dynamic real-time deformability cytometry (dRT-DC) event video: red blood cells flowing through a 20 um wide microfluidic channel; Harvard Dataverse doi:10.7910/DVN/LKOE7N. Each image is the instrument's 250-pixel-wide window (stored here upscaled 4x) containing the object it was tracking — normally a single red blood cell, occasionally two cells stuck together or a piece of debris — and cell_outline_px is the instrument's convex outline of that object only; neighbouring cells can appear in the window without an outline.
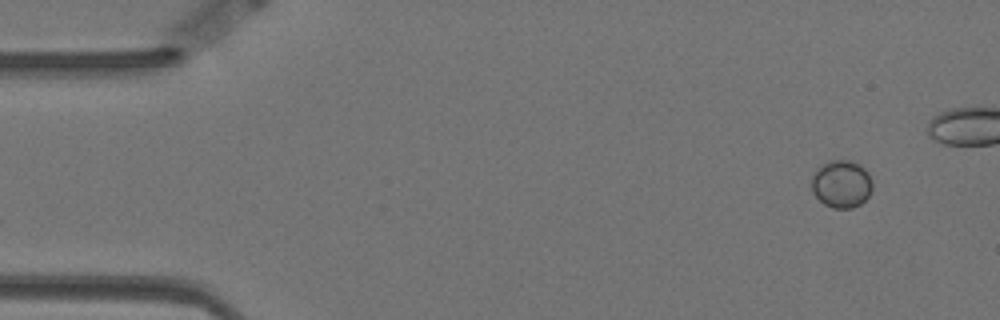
{"species": "Egyptian fruit bat (a non-hibernating species)", "species_latin": "Rousettus aegyptiacus", "temperature_condition": "warm", "stored_images_in_passage": 53, "camera_frame_rate_fps": 3000, "um_per_image_px": 0.085, "animal": {"sex": "female"}, "frame": {"image": 1, "passage_image": 1, "time_ms": 0.0, "image_size_px": [1000, 320], "cell_outline_px": [[872, 188], [868, 196], [860, 204], [852, 208], [832, 208], [824, 204], [812, 192], [812, 176], [816, 168], [820, 164], [828, 160], [848, 160], [860, 164], [868, 172], [872, 180]], "centroid_in_image_um": [71.51, 15.62], "position_along_channel_um": 13.5, "area_um2": 17.05}}
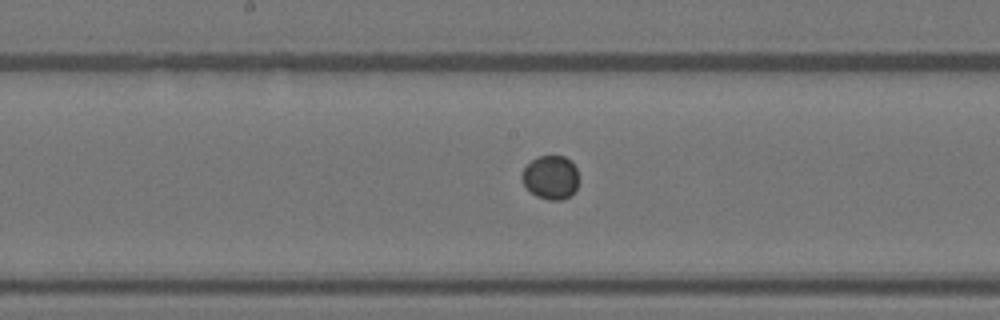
{"frame": {"image": 2, "passage_image": 26, "time_ms": 8.333, "image_size_px": [1000, 320], "cell_outline_px": [[576, 188], [568, 196], [560, 200], [548, 200], [536, 196], [524, 184], [520, 176], [524, 168], [532, 160], [540, 156], [564, 156], [576, 168]], "centroid_in_image_um": [46.76, 15.08], "position_along_channel_um": 201.4, "area_um2": 14.05}}
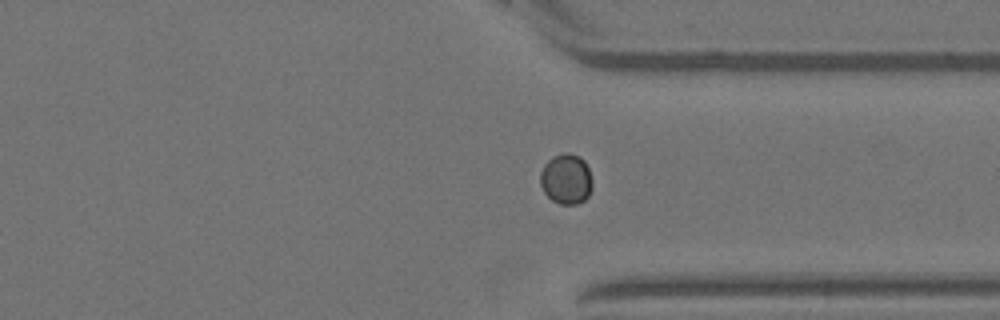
{"frame": {"image": 3, "passage_image": 40, "time_ms": 13.0, "image_size_px": [1000, 320], "cell_outline_px": [[592, 188], [588, 196], [584, 200], [576, 204], [560, 204], [552, 200], [544, 192], [540, 184], [540, 172], [544, 164], [552, 156], [564, 152], [568, 152], [580, 156], [584, 160], [588, 168], [592, 180]], "centroid_in_image_um": [48.12, 15.2], "position_along_channel_um": 363.3, "area_um2": 15.43}}